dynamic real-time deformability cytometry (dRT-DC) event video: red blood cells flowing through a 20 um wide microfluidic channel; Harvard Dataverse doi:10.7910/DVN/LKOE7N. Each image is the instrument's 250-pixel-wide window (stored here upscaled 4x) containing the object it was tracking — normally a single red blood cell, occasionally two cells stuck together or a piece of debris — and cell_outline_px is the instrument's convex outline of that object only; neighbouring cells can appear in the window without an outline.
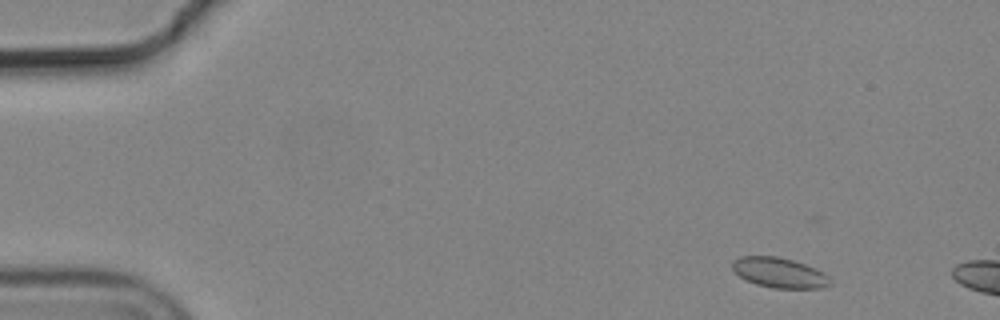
{"species": "common noctule bat (a hibernating species)", "species_latin": "Nyctalus noctula", "temperature_condition": "cold", "stored_images_in_passage": 9, "camera_frame_rate_fps": 3000, "um_per_image_px": 0.085, "animal": {"sex": "male", "body_mass_g": 19.2, "forearm_length_mm": 51.8}, "frame": {"image": 1, "passage_image": 3, "time_ms": 0.667, "image_size_px": [1000, 320], "cell_outline_px": [[832, 284], [820, 288], [772, 288], [756, 284], [740, 276], [732, 268], [732, 260], [740, 256], [776, 256], [792, 260], [816, 268], [828, 276], [832, 280]], "centroid_in_image_um": [66.25, 23.18], "position_along_channel_um": 18.7, "area_um2": 17.11}}